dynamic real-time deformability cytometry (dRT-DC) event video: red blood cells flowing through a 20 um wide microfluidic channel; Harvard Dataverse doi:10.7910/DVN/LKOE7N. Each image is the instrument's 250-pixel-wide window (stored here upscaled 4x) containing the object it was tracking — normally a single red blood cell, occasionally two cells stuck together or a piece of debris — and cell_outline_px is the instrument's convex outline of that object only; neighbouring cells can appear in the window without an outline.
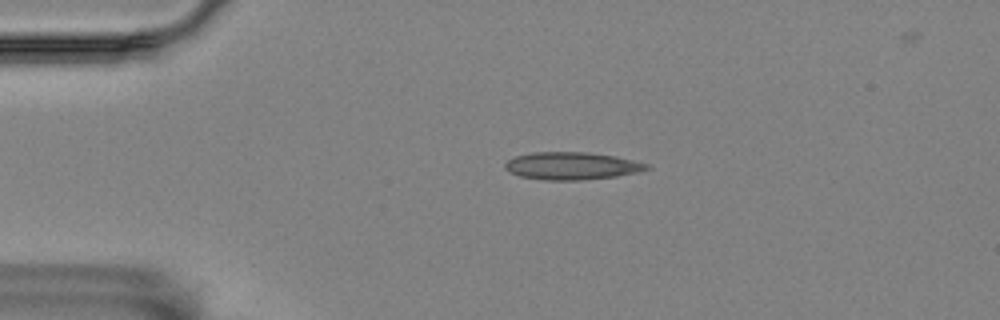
{"species": "Egyptian fruit bat (a non-hibernating species)", "species_latin": "Rousettus aegyptiacus", "temperature_condition": "room temperature", "stored_images_in_passage": 4, "camera_frame_rate_fps": 3000, "um_per_image_px": 0.085, "animal": {"sex": "female"}, "frame": {"image": 1, "passage_image": 2, "time_ms": 0.333, "image_size_px": [1000, 320], "cell_outline_px": [[652, 168], [640, 172], [616, 176], [580, 180], [544, 180], [520, 176], [504, 168], [504, 164], [508, 160], [516, 156], [532, 152], [584, 152], [616, 156], [648, 164]], "centroid_in_image_um": [48.62, 14.1], "position_along_channel_um": 36.4, "area_um2": 22.66}}